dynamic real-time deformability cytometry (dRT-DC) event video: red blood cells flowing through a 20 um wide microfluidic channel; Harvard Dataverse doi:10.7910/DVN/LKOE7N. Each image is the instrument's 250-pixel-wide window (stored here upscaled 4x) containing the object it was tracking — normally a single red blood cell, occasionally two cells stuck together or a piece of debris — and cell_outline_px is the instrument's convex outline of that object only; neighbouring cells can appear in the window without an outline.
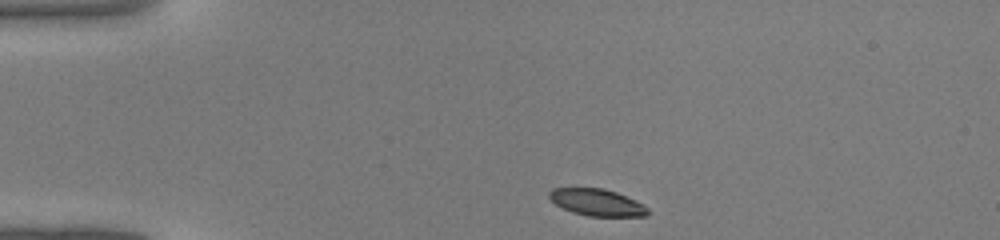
{"species": "common noctule bat (a hibernating species)", "species_latin": "Nyctalus noctula", "temperature_condition": "warm", "stored_images_in_passage": 35, "camera_frame_rate_fps": 3000, "um_per_image_px": 0.085, "animal": {"sex": "male", "body_mass_g": 19.0, "forearm_length_mm": 50.8}, "frame": {"image": 1, "passage_image": 1, "time_ms": 0.0, "image_size_px": [1000, 240], "cell_outline_px": [[648, 216], [588, 216], [572, 212], [556, 204], [548, 196], [548, 192], [552, 188], [604, 188], [616, 192], [636, 200], [644, 204], [648, 208]], "centroid_in_image_um": [50.76, 17.2], "position_along_channel_um": 34.2, "area_um2": 15.43}}
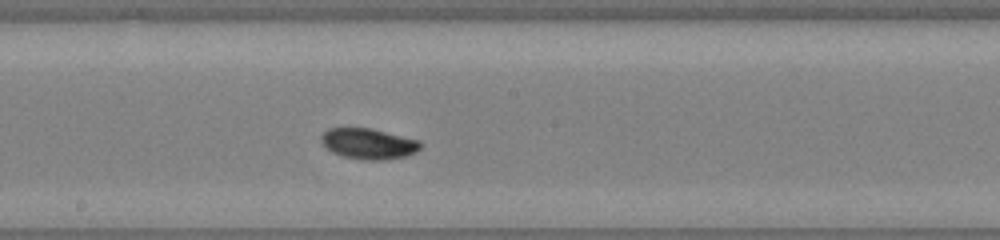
{"frame": {"image": 2, "passage_image": 16, "time_ms": 5.0, "image_size_px": [1000, 240], "cell_outline_px": [[420, 148], [416, 152], [404, 156], [384, 160], [364, 160], [344, 156], [332, 152], [320, 140], [320, 136], [328, 128], [372, 128], [420, 140]], "centroid_in_image_um": [31.33, 12.2], "position_along_channel_um": 216.9, "area_um2": 17.69}}
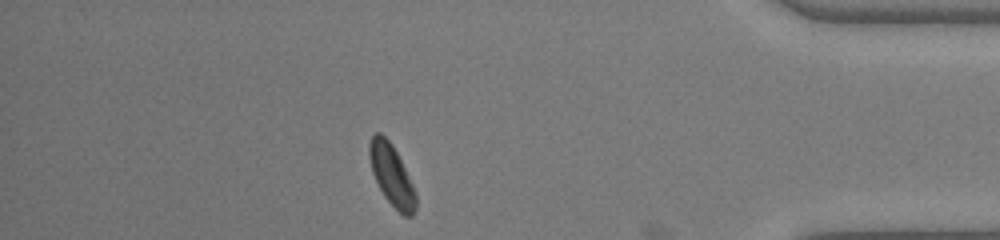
{"frame": {"image": 3, "passage_image": 30, "time_ms": 9.667, "image_size_px": [1000, 240], "cell_outline_px": [[416, 208], [412, 216], [404, 216], [384, 196], [372, 172], [368, 156], [368, 144], [372, 136], [376, 132], [380, 132], [392, 144], [416, 192]], "centroid_in_image_um": [33.27, 14.87], "position_along_channel_um": 401.9, "area_um2": 16.24}}